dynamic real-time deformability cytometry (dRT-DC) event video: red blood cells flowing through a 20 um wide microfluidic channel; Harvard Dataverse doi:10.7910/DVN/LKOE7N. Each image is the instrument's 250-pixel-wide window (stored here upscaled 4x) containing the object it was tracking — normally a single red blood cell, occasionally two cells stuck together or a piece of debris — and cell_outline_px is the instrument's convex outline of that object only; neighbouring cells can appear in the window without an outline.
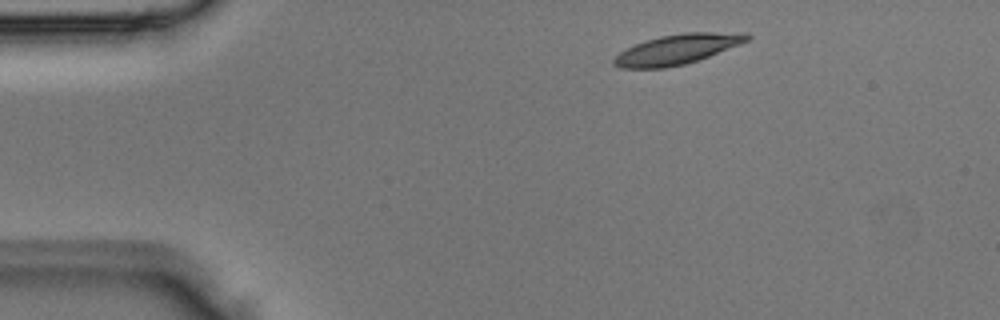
{"species": "Egyptian fruit bat (a non-hibernating species)", "species_latin": "Rousettus aegyptiacus", "temperature_condition": "room temperature", "stored_images_in_passage": 3, "camera_frame_rate_fps": 3000, "um_per_image_px": 0.085, "animal": {"sex": "male"}, "frame": {"image": 1, "passage_image": 1, "time_ms": 0.0, "image_size_px": [1000, 320], "cell_outline_px": [[752, 36], [748, 40], [740, 44], [708, 56], [684, 64], [664, 68], [620, 68], [612, 64], [612, 60], [620, 52], [636, 44], [660, 36], [684, 32], [744, 32]], "centroid_in_image_um": [57.57, 4.18], "position_along_channel_um": 27.4, "area_um2": 23.0}}